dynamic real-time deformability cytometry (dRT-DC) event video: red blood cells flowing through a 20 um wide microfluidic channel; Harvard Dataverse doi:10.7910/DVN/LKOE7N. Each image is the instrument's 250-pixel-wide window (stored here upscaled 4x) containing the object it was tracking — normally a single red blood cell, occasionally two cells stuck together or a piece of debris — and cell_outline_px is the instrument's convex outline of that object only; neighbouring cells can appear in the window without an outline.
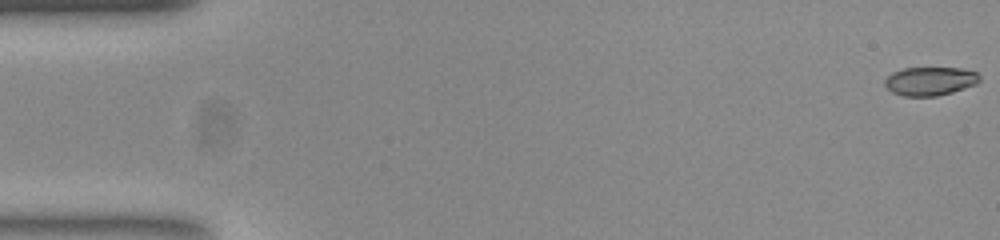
{"species": "common noctule bat (a hibernating species)", "species_latin": "Nyctalus noctula", "temperature_condition": "room temperature", "stored_images_in_passage": 54, "camera_frame_rate_fps": 3000, "um_per_image_px": 0.085, "animal": {"sex": "female", "body_mass_g": 23.0, "forearm_length_mm": 53.4}, "frame": {"image": 1, "passage_image": 1, "time_ms": 0.0, "image_size_px": [1000, 240], "cell_outline_px": [[980, 80], [976, 84], [952, 92], [936, 96], [904, 96], [892, 92], [884, 84], [884, 80], [892, 72], [904, 68], [960, 68], [976, 72], [980, 76]], "centroid_in_image_um": [79.04, 6.89], "position_along_channel_um": 6.0, "area_um2": 15.72}}
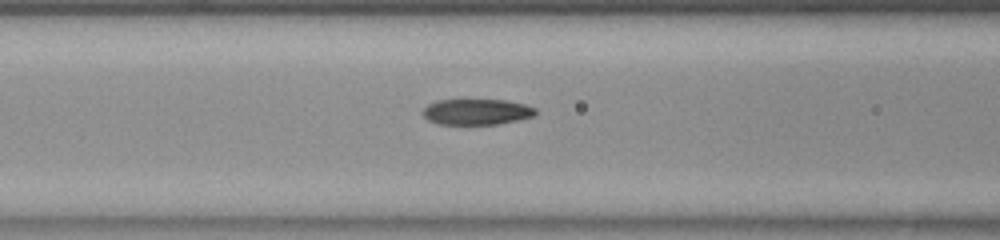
{"frame": {"image": 2, "passage_image": 22, "time_ms": 7.0, "image_size_px": [1000, 240], "cell_outline_px": [[536, 112], [532, 116], [500, 124], [436, 124], [428, 120], [420, 112], [428, 104], [436, 100], [504, 100], [524, 104], [536, 108]], "centroid_in_image_um": [40.46, 9.51], "position_along_channel_um": 126.1, "area_um2": 16.94}}
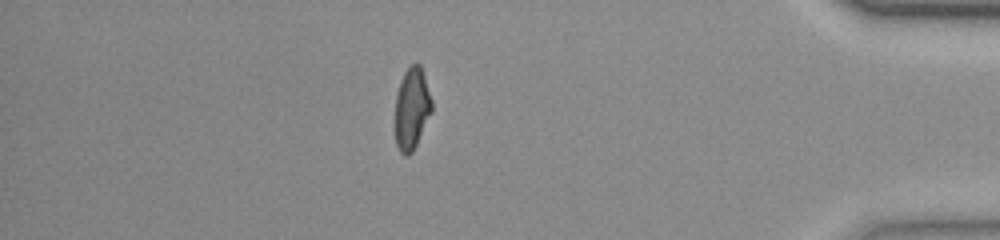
{"frame": {"image": 3, "passage_image": 47, "time_ms": 15.333, "image_size_px": [1000, 240], "cell_outline_px": [[432, 112], [412, 152], [408, 156], [404, 156], [400, 152], [396, 144], [396, 92], [400, 80], [408, 64], [420, 64], [432, 100]], "centroid_in_image_um": [35.0, 9.21], "position_along_channel_um": 400.2, "area_um2": 17.46}, "authors_computed_cell_mechanics": {"area_um2": 17.8313, "velocity_mm_per_s": 3.8153, "shape_relaxation_time_tau1_ms": 5.34, "shape_relaxation_time_tau2_ms": 2.114, "deformation_change_tau1": 0.2016, "deformation_change_tau2": 0.0768}}